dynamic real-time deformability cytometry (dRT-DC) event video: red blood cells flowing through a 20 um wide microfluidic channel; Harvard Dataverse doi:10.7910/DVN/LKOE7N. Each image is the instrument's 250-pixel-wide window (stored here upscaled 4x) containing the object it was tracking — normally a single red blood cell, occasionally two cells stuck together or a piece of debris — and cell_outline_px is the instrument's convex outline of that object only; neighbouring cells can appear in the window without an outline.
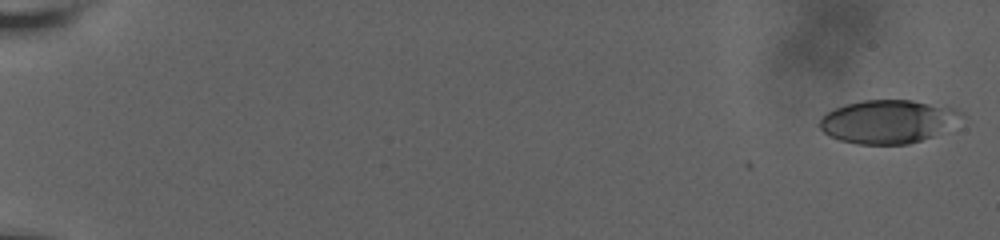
{"species": "human", "species_latin": "Homo sapiens", "temperature_condition": "room temperature", "stored_images_in_passage": 31, "camera_frame_rate_fps": 3000, "um_per_image_px": 0.085, "donor": {"sex": "male"}, "frame": {"image": 1, "passage_image": 1, "time_ms": 0.0, "image_size_px": [1000, 240], "cell_outline_px": [[964, 116], [932, 136], [908, 144], [856, 144], [840, 140], [828, 136], [816, 124], [820, 116], [844, 104], [864, 100], [912, 100], [956, 108], [964, 112]], "centroid_in_image_um": [75.41, 10.32], "position_along_channel_um": 9.6, "area_um2": 35.78}}
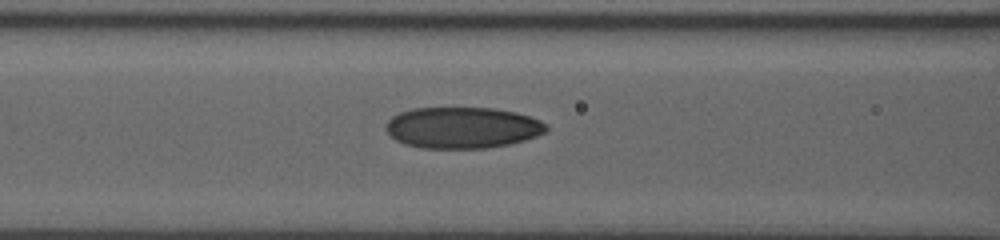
{"frame": {"image": 2, "passage_image": 22, "time_ms": 9.0, "image_size_px": [1000, 240], "cell_outline_px": [[548, 132], [524, 140], [508, 144], [484, 148], [420, 148], [404, 144], [396, 140], [388, 132], [388, 120], [392, 116], [400, 112], [412, 108], [496, 108], [516, 112], [540, 120], [548, 124]], "centroid_in_image_um": [39.34, 10.85], "position_along_channel_um": 127.3, "area_um2": 38.55}}
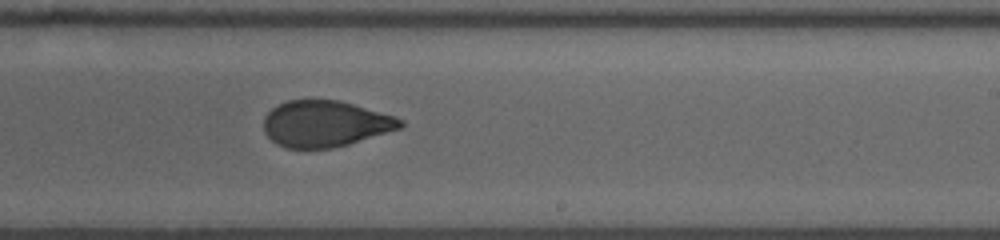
{"frame": {"image": 3, "passage_image": 31, "time_ms": 12.667, "image_size_px": [1000, 240], "cell_outline_px": [[404, 124], [400, 128], [348, 144], [332, 148], [284, 148], [276, 144], [264, 132], [264, 116], [272, 108], [288, 100], [336, 100], [352, 104], [396, 116], [404, 120]], "centroid_in_image_um": [27.62, 10.52], "position_along_channel_um": 261.4, "area_um2": 36.59}}